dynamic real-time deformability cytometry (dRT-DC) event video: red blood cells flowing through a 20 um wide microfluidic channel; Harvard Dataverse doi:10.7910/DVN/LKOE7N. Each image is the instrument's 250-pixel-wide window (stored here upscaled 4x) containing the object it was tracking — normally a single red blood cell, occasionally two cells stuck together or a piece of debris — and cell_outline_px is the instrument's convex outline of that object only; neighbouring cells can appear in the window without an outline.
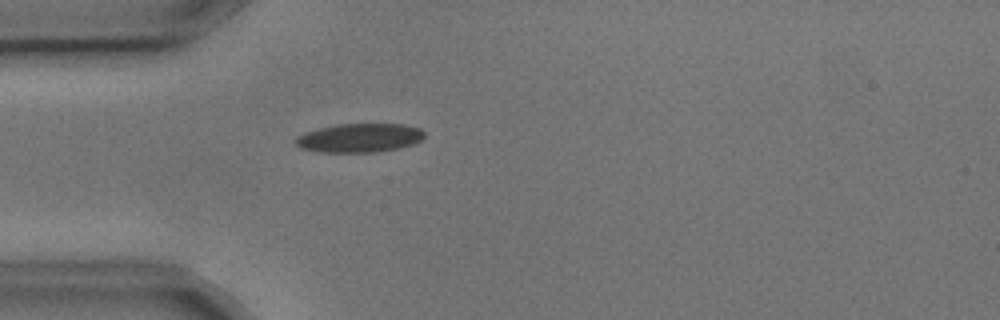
{"species": "common noctule bat (a hibernating species)", "species_latin": "Nyctalus noctula", "temperature_condition": "cold", "stored_images_in_passage": 3, "camera_frame_rate_fps": 3000, "um_per_image_px": 0.085, "animal": {"sex": "male", "body_mass_g": 17.9, "forearm_length_mm": 54.2}, "frame": {"image": 1, "passage_image": 3, "time_ms": 0.667, "image_size_px": [1000, 320], "cell_outline_px": [[424, 136], [420, 140], [412, 144], [400, 148], [376, 152], [320, 152], [300, 148], [296, 144], [296, 136], [304, 132], [336, 124], [404, 124], [420, 128], [424, 132]], "centroid_in_image_um": [30.55, 11.72], "position_along_channel_um": 54.5, "area_um2": 21.68}}